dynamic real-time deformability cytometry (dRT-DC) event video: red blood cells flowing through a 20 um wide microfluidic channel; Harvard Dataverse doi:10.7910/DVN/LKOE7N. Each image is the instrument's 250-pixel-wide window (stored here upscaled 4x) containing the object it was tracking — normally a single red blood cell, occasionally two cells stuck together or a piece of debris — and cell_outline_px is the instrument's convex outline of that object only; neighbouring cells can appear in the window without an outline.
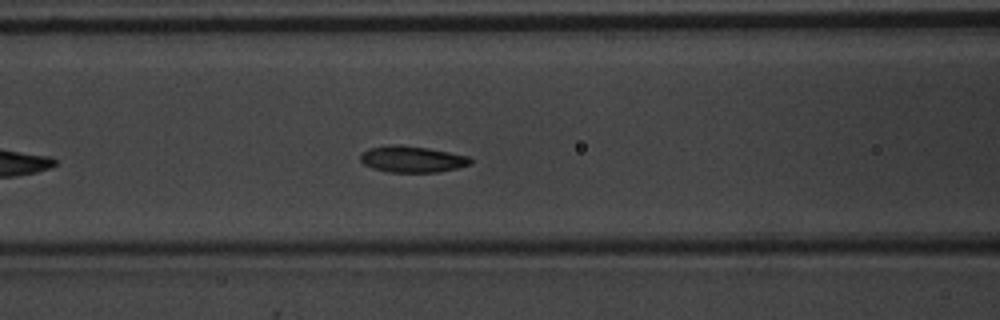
{"species": "common noctule bat (a hibernating species)", "species_latin": "Nyctalus noctula", "temperature_condition": "warm", "stored_images_in_passage": 19, "camera_frame_rate_fps": 3000, "um_per_image_px": 0.085, "animal": {"sex": "male", "body_mass_g": 20.1, "forearm_length_mm": 53.5}, "frame": {"image": 1, "passage_image": 9, "time_ms": 2.667, "image_size_px": [1000, 320], "cell_outline_px": [[472, 164], [440, 172], [388, 172], [372, 168], [364, 164], [360, 160], [360, 152], [368, 148], [392, 144], [400, 144], [428, 148], [468, 156], [472, 160]], "centroid_in_image_um": [35.0, 13.52], "position_along_channel_um": 131.6, "area_um2": 17.05}}